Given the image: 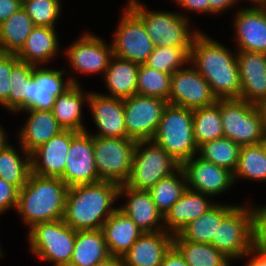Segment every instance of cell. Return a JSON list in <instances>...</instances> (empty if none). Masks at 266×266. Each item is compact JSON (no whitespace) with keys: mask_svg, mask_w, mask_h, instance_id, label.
<instances>
[{"mask_svg":"<svg viewBox=\"0 0 266 266\" xmlns=\"http://www.w3.org/2000/svg\"><path fill=\"white\" fill-rule=\"evenodd\" d=\"M189 62L208 82L217 99L240 98L236 50L202 31L193 41Z\"/></svg>","mask_w":266,"mask_h":266,"instance_id":"6da1fadb","label":"cell"},{"mask_svg":"<svg viewBox=\"0 0 266 266\" xmlns=\"http://www.w3.org/2000/svg\"><path fill=\"white\" fill-rule=\"evenodd\" d=\"M119 187L117 183L102 180L69 187L64 222L75 231L101 229L104 222L118 209L115 206L116 201L119 202Z\"/></svg>","mask_w":266,"mask_h":266,"instance_id":"7a4b0ae2","label":"cell"},{"mask_svg":"<svg viewBox=\"0 0 266 266\" xmlns=\"http://www.w3.org/2000/svg\"><path fill=\"white\" fill-rule=\"evenodd\" d=\"M68 187L61 178L30 173L19 190L16 214L27 230L35 224L63 219Z\"/></svg>","mask_w":266,"mask_h":266,"instance_id":"3957f363","label":"cell"},{"mask_svg":"<svg viewBox=\"0 0 266 266\" xmlns=\"http://www.w3.org/2000/svg\"><path fill=\"white\" fill-rule=\"evenodd\" d=\"M125 4L143 21L155 47L180 46L190 52L195 37L202 31L197 26L192 28V19L177 10H152L140 0H127Z\"/></svg>","mask_w":266,"mask_h":266,"instance_id":"277c9868","label":"cell"},{"mask_svg":"<svg viewBox=\"0 0 266 266\" xmlns=\"http://www.w3.org/2000/svg\"><path fill=\"white\" fill-rule=\"evenodd\" d=\"M153 141L180 165L198 154L193 133V110L168 104Z\"/></svg>","mask_w":266,"mask_h":266,"instance_id":"5b68a950","label":"cell"},{"mask_svg":"<svg viewBox=\"0 0 266 266\" xmlns=\"http://www.w3.org/2000/svg\"><path fill=\"white\" fill-rule=\"evenodd\" d=\"M26 234L29 253L53 266H68L72 257L76 231L63 219L35 224Z\"/></svg>","mask_w":266,"mask_h":266,"instance_id":"8992f818","label":"cell"},{"mask_svg":"<svg viewBox=\"0 0 266 266\" xmlns=\"http://www.w3.org/2000/svg\"><path fill=\"white\" fill-rule=\"evenodd\" d=\"M108 43L100 35L84 31L63 50L62 53L69 65L67 67L70 68L66 73L72 84H80V80L75 75L73 76V73H80L83 76L94 74L98 76L99 74L103 77L113 56L111 42Z\"/></svg>","mask_w":266,"mask_h":266,"instance_id":"52a82bcc","label":"cell"},{"mask_svg":"<svg viewBox=\"0 0 266 266\" xmlns=\"http://www.w3.org/2000/svg\"><path fill=\"white\" fill-rule=\"evenodd\" d=\"M181 165L153 140L137 141L129 179L125 183L136 190H149L160 179L170 176Z\"/></svg>","mask_w":266,"mask_h":266,"instance_id":"ba28073f","label":"cell"},{"mask_svg":"<svg viewBox=\"0 0 266 266\" xmlns=\"http://www.w3.org/2000/svg\"><path fill=\"white\" fill-rule=\"evenodd\" d=\"M224 137L240 146L261 143L265 137L260 113L255 104L240 98L219 99Z\"/></svg>","mask_w":266,"mask_h":266,"instance_id":"9c48e42d","label":"cell"},{"mask_svg":"<svg viewBox=\"0 0 266 266\" xmlns=\"http://www.w3.org/2000/svg\"><path fill=\"white\" fill-rule=\"evenodd\" d=\"M136 143L127 137L93 136L94 161L99 179L125 184L131 173Z\"/></svg>","mask_w":266,"mask_h":266,"instance_id":"30bf717a","label":"cell"},{"mask_svg":"<svg viewBox=\"0 0 266 266\" xmlns=\"http://www.w3.org/2000/svg\"><path fill=\"white\" fill-rule=\"evenodd\" d=\"M248 202H241L221 221L210 243L232 262L242 260L253 249L250 199Z\"/></svg>","mask_w":266,"mask_h":266,"instance_id":"8fae6325","label":"cell"},{"mask_svg":"<svg viewBox=\"0 0 266 266\" xmlns=\"http://www.w3.org/2000/svg\"><path fill=\"white\" fill-rule=\"evenodd\" d=\"M112 34L113 56L144 64L155 46L143 21L125 4Z\"/></svg>","mask_w":266,"mask_h":266,"instance_id":"7c38bea8","label":"cell"},{"mask_svg":"<svg viewBox=\"0 0 266 266\" xmlns=\"http://www.w3.org/2000/svg\"><path fill=\"white\" fill-rule=\"evenodd\" d=\"M168 104L165 99L138 94L124 99L127 138L153 140Z\"/></svg>","mask_w":266,"mask_h":266,"instance_id":"4fadbf2b","label":"cell"},{"mask_svg":"<svg viewBox=\"0 0 266 266\" xmlns=\"http://www.w3.org/2000/svg\"><path fill=\"white\" fill-rule=\"evenodd\" d=\"M216 101L210 85L190 62L172 74L168 98L170 105L193 110L210 106Z\"/></svg>","mask_w":266,"mask_h":266,"instance_id":"5bb4252c","label":"cell"},{"mask_svg":"<svg viewBox=\"0 0 266 266\" xmlns=\"http://www.w3.org/2000/svg\"><path fill=\"white\" fill-rule=\"evenodd\" d=\"M187 188L211 196L213 199L232 190L235 184L233 172L212 162L193 156L181 165Z\"/></svg>","mask_w":266,"mask_h":266,"instance_id":"9a60e30c","label":"cell"},{"mask_svg":"<svg viewBox=\"0 0 266 266\" xmlns=\"http://www.w3.org/2000/svg\"><path fill=\"white\" fill-rule=\"evenodd\" d=\"M94 160L93 136L87 131L78 132L71 139L66 167L60 178L68 188L101 181Z\"/></svg>","mask_w":266,"mask_h":266,"instance_id":"2e32d148","label":"cell"},{"mask_svg":"<svg viewBox=\"0 0 266 266\" xmlns=\"http://www.w3.org/2000/svg\"><path fill=\"white\" fill-rule=\"evenodd\" d=\"M234 12V49L266 54V10L262 6L241 5Z\"/></svg>","mask_w":266,"mask_h":266,"instance_id":"e0dca14e","label":"cell"},{"mask_svg":"<svg viewBox=\"0 0 266 266\" xmlns=\"http://www.w3.org/2000/svg\"><path fill=\"white\" fill-rule=\"evenodd\" d=\"M88 111L91 113L94 128L97 132L92 136L99 137H127L126 123L124 118V99L105 96L99 91H91L88 98Z\"/></svg>","mask_w":266,"mask_h":266,"instance_id":"ac0fdd59","label":"cell"},{"mask_svg":"<svg viewBox=\"0 0 266 266\" xmlns=\"http://www.w3.org/2000/svg\"><path fill=\"white\" fill-rule=\"evenodd\" d=\"M49 67L34 66L30 78V102L22 110H52L56 97L72 85L66 69Z\"/></svg>","mask_w":266,"mask_h":266,"instance_id":"d6986e66","label":"cell"},{"mask_svg":"<svg viewBox=\"0 0 266 266\" xmlns=\"http://www.w3.org/2000/svg\"><path fill=\"white\" fill-rule=\"evenodd\" d=\"M122 197L126 200L118 209L144 233L165 230L163 215L157 210L148 190H136L123 184L119 187L118 199Z\"/></svg>","mask_w":266,"mask_h":266,"instance_id":"ffe728a7","label":"cell"},{"mask_svg":"<svg viewBox=\"0 0 266 266\" xmlns=\"http://www.w3.org/2000/svg\"><path fill=\"white\" fill-rule=\"evenodd\" d=\"M78 132L62 130L39 146L31 155V172L43 177L60 178L66 167L71 139Z\"/></svg>","mask_w":266,"mask_h":266,"instance_id":"44dd1931","label":"cell"},{"mask_svg":"<svg viewBox=\"0 0 266 266\" xmlns=\"http://www.w3.org/2000/svg\"><path fill=\"white\" fill-rule=\"evenodd\" d=\"M241 83L240 99L257 104L266 100V54L236 50Z\"/></svg>","mask_w":266,"mask_h":266,"instance_id":"7402d4cb","label":"cell"},{"mask_svg":"<svg viewBox=\"0 0 266 266\" xmlns=\"http://www.w3.org/2000/svg\"><path fill=\"white\" fill-rule=\"evenodd\" d=\"M217 202L211 196L187 188L163 216L165 231L176 235L187 224L206 213Z\"/></svg>","mask_w":266,"mask_h":266,"instance_id":"603a6c76","label":"cell"},{"mask_svg":"<svg viewBox=\"0 0 266 266\" xmlns=\"http://www.w3.org/2000/svg\"><path fill=\"white\" fill-rule=\"evenodd\" d=\"M91 90L86 92L82 84H72L55 99L52 113L63 130L83 132L87 130L84 122V107L88 105ZM84 106V107H83Z\"/></svg>","mask_w":266,"mask_h":266,"instance_id":"cb8c5ba5","label":"cell"},{"mask_svg":"<svg viewBox=\"0 0 266 266\" xmlns=\"http://www.w3.org/2000/svg\"><path fill=\"white\" fill-rule=\"evenodd\" d=\"M173 237L165 230L143 233L122 257L123 266H160Z\"/></svg>","mask_w":266,"mask_h":266,"instance_id":"d4e9b609","label":"cell"},{"mask_svg":"<svg viewBox=\"0 0 266 266\" xmlns=\"http://www.w3.org/2000/svg\"><path fill=\"white\" fill-rule=\"evenodd\" d=\"M27 118L17 131V141L31 154L63 129L59 126L51 110H21Z\"/></svg>","mask_w":266,"mask_h":266,"instance_id":"484cf974","label":"cell"},{"mask_svg":"<svg viewBox=\"0 0 266 266\" xmlns=\"http://www.w3.org/2000/svg\"><path fill=\"white\" fill-rule=\"evenodd\" d=\"M60 45L56 27L35 26L25 45L16 55L20 61L28 64L48 66L62 52L63 48Z\"/></svg>","mask_w":266,"mask_h":266,"instance_id":"4316f807","label":"cell"},{"mask_svg":"<svg viewBox=\"0 0 266 266\" xmlns=\"http://www.w3.org/2000/svg\"><path fill=\"white\" fill-rule=\"evenodd\" d=\"M101 230L110 255L121 258L144 233L130 217L119 209L110 215Z\"/></svg>","mask_w":266,"mask_h":266,"instance_id":"83f0119b","label":"cell"},{"mask_svg":"<svg viewBox=\"0 0 266 266\" xmlns=\"http://www.w3.org/2000/svg\"><path fill=\"white\" fill-rule=\"evenodd\" d=\"M140 64L112 56L103 77L105 96L126 99L136 94Z\"/></svg>","mask_w":266,"mask_h":266,"instance_id":"f1b7e54d","label":"cell"},{"mask_svg":"<svg viewBox=\"0 0 266 266\" xmlns=\"http://www.w3.org/2000/svg\"><path fill=\"white\" fill-rule=\"evenodd\" d=\"M238 204L239 203L225 204L218 201L206 213L187 224L174 235L173 241H190L210 244L213 237H216V231L221 224V221Z\"/></svg>","mask_w":266,"mask_h":266,"instance_id":"f546056e","label":"cell"},{"mask_svg":"<svg viewBox=\"0 0 266 266\" xmlns=\"http://www.w3.org/2000/svg\"><path fill=\"white\" fill-rule=\"evenodd\" d=\"M109 256L101 229L79 230L76 231L74 249L68 266H94Z\"/></svg>","mask_w":266,"mask_h":266,"instance_id":"4dcf8cb0","label":"cell"},{"mask_svg":"<svg viewBox=\"0 0 266 266\" xmlns=\"http://www.w3.org/2000/svg\"><path fill=\"white\" fill-rule=\"evenodd\" d=\"M18 145L9 143L0 151V178L20 190L31 173V155Z\"/></svg>","mask_w":266,"mask_h":266,"instance_id":"1f68e13d","label":"cell"},{"mask_svg":"<svg viewBox=\"0 0 266 266\" xmlns=\"http://www.w3.org/2000/svg\"><path fill=\"white\" fill-rule=\"evenodd\" d=\"M34 27L33 21L23 8L1 23L0 43L4 52L17 54Z\"/></svg>","mask_w":266,"mask_h":266,"instance_id":"d6a6232c","label":"cell"},{"mask_svg":"<svg viewBox=\"0 0 266 266\" xmlns=\"http://www.w3.org/2000/svg\"><path fill=\"white\" fill-rule=\"evenodd\" d=\"M233 177L235 184L239 182V178L266 182V152L262 143L241 146Z\"/></svg>","mask_w":266,"mask_h":266,"instance_id":"836d02e7","label":"cell"},{"mask_svg":"<svg viewBox=\"0 0 266 266\" xmlns=\"http://www.w3.org/2000/svg\"><path fill=\"white\" fill-rule=\"evenodd\" d=\"M193 133L198 147L224 137L219 99L210 106L193 109Z\"/></svg>","mask_w":266,"mask_h":266,"instance_id":"e575fe53","label":"cell"},{"mask_svg":"<svg viewBox=\"0 0 266 266\" xmlns=\"http://www.w3.org/2000/svg\"><path fill=\"white\" fill-rule=\"evenodd\" d=\"M189 266H232V261L208 243L173 241Z\"/></svg>","mask_w":266,"mask_h":266,"instance_id":"d590c367","label":"cell"},{"mask_svg":"<svg viewBox=\"0 0 266 266\" xmlns=\"http://www.w3.org/2000/svg\"><path fill=\"white\" fill-rule=\"evenodd\" d=\"M187 189L186 176L180 167L168 177L160 179L148 191L157 210L164 216Z\"/></svg>","mask_w":266,"mask_h":266,"instance_id":"8d00e7d4","label":"cell"},{"mask_svg":"<svg viewBox=\"0 0 266 266\" xmlns=\"http://www.w3.org/2000/svg\"><path fill=\"white\" fill-rule=\"evenodd\" d=\"M241 146L230 138H220L205 142L198 147V156L203 160L234 172L239 158Z\"/></svg>","mask_w":266,"mask_h":266,"instance_id":"74e56055","label":"cell"},{"mask_svg":"<svg viewBox=\"0 0 266 266\" xmlns=\"http://www.w3.org/2000/svg\"><path fill=\"white\" fill-rule=\"evenodd\" d=\"M34 65L18 61L10 75L9 113L17 114L30 102V78Z\"/></svg>","mask_w":266,"mask_h":266,"instance_id":"f35d334b","label":"cell"},{"mask_svg":"<svg viewBox=\"0 0 266 266\" xmlns=\"http://www.w3.org/2000/svg\"><path fill=\"white\" fill-rule=\"evenodd\" d=\"M172 74L157 71L140 64L136 94L157 97L168 101Z\"/></svg>","mask_w":266,"mask_h":266,"instance_id":"ab89813d","label":"cell"},{"mask_svg":"<svg viewBox=\"0 0 266 266\" xmlns=\"http://www.w3.org/2000/svg\"><path fill=\"white\" fill-rule=\"evenodd\" d=\"M190 52L180 46L155 47L147 61L149 68L167 74H173L189 63Z\"/></svg>","mask_w":266,"mask_h":266,"instance_id":"60d3db41","label":"cell"},{"mask_svg":"<svg viewBox=\"0 0 266 266\" xmlns=\"http://www.w3.org/2000/svg\"><path fill=\"white\" fill-rule=\"evenodd\" d=\"M62 0H25L22 8L35 26L56 27L62 17Z\"/></svg>","mask_w":266,"mask_h":266,"instance_id":"b9f144b4","label":"cell"},{"mask_svg":"<svg viewBox=\"0 0 266 266\" xmlns=\"http://www.w3.org/2000/svg\"><path fill=\"white\" fill-rule=\"evenodd\" d=\"M251 203L253 249L266 255V205L257 206L256 203Z\"/></svg>","mask_w":266,"mask_h":266,"instance_id":"7bdbcfd3","label":"cell"},{"mask_svg":"<svg viewBox=\"0 0 266 266\" xmlns=\"http://www.w3.org/2000/svg\"><path fill=\"white\" fill-rule=\"evenodd\" d=\"M19 61L16 54L5 53L0 58V105L9 112L10 75L13 66Z\"/></svg>","mask_w":266,"mask_h":266,"instance_id":"ee69618b","label":"cell"},{"mask_svg":"<svg viewBox=\"0 0 266 266\" xmlns=\"http://www.w3.org/2000/svg\"><path fill=\"white\" fill-rule=\"evenodd\" d=\"M19 190L0 178V216L9 210H16Z\"/></svg>","mask_w":266,"mask_h":266,"instance_id":"f6af8a7d","label":"cell"},{"mask_svg":"<svg viewBox=\"0 0 266 266\" xmlns=\"http://www.w3.org/2000/svg\"><path fill=\"white\" fill-rule=\"evenodd\" d=\"M173 3H176L178 8L183 10H179V13L188 18L191 19L190 16H187L184 12L191 11V13H196V14H205L210 16V7H209V0H170Z\"/></svg>","mask_w":266,"mask_h":266,"instance_id":"bcb514c9","label":"cell"},{"mask_svg":"<svg viewBox=\"0 0 266 266\" xmlns=\"http://www.w3.org/2000/svg\"><path fill=\"white\" fill-rule=\"evenodd\" d=\"M239 4L238 0H209V7H210V15L211 17L220 16L223 12L225 13L231 8H237Z\"/></svg>","mask_w":266,"mask_h":266,"instance_id":"7dc6e473","label":"cell"},{"mask_svg":"<svg viewBox=\"0 0 266 266\" xmlns=\"http://www.w3.org/2000/svg\"><path fill=\"white\" fill-rule=\"evenodd\" d=\"M22 8L18 0H0V24Z\"/></svg>","mask_w":266,"mask_h":266,"instance_id":"c3c4849f","label":"cell"},{"mask_svg":"<svg viewBox=\"0 0 266 266\" xmlns=\"http://www.w3.org/2000/svg\"><path fill=\"white\" fill-rule=\"evenodd\" d=\"M160 266H189L178 249L172 245L165 253Z\"/></svg>","mask_w":266,"mask_h":266,"instance_id":"681fc988","label":"cell"},{"mask_svg":"<svg viewBox=\"0 0 266 266\" xmlns=\"http://www.w3.org/2000/svg\"><path fill=\"white\" fill-rule=\"evenodd\" d=\"M248 259L244 266H266V255L254 249L250 250L244 259Z\"/></svg>","mask_w":266,"mask_h":266,"instance_id":"f907efd6","label":"cell"},{"mask_svg":"<svg viewBox=\"0 0 266 266\" xmlns=\"http://www.w3.org/2000/svg\"><path fill=\"white\" fill-rule=\"evenodd\" d=\"M94 266H123V260L118 256H109L107 259L95 264Z\"/></svg>","mask_w":266,"mask_h":266,"instance_id":"816d5d0a","label":"cell"},{"mask_svg":"<svg viewBox=\"0 0 266 266\" xmlns=\"http://www.w3.org/2000/svg\"><path fill=\"white\" fill-rule=\"evenodd\" d=\"M256 107L260 113L261 120H262V127L266 134V100L257 103Z\"/></svg>","mask_w":266,"mask_h":266,"instance_id":"f5cc1de1","label":"cell"},{"mask_svg":"<svg viewBox=\"0 0 266 266\" xmlns=\"http://www.w3.org/2000/svg\"><path fill=\"white\" fill-rule=\"evenodd\" d=\"M9 143L7 131L5 128L0 124V151L4 149Z\"/></svg>","mask_w":266,"mask_h":266,"instance_id":"db71d44e","label":"cell"},{"mask_svg":"<svg viewBox=\"0 0 266 266\" xmlns=\"http://www.w3.org/2000/svg\"><path fill=\"white\" fill-rule=\"evenodd\" d=\"M239 2H249L248 6H263L266 3V0H238Z\"/></svg>","mask_w":266,"mask_h":266,"instance_id":"11a10c76","label":"cell"},{"mask_svg":"<svg viewBox=\"0 0 266 266\" xmlns=\"http://www.w3.org/2000/svg\"><path fill=\"white\" fill-rule=\"evenodd\" d=\"M2 249V243L0 242V259L3 258L5 255V251Z\"/></svg>","mask_w":266,"mask_h":266,"instance_id":"9f6ffc18","label":"cell"},{"mask_svg":"<svg viewBox=\"0 0 266 266\" xmlns=\"http://www.w3.org/2000/svg\"><path fill=\"white\" fill-rule=\"evenodd\" d=\"M261 143H262V145H263V147H264V149H265V152H266V135H265V137L263 138V140L261 141Z\"/></svg>","mask_w":266,"mask_h":266,"instance_id":"6f0895ef","label":"cell"},{"mask_svg":"<svg viewBox=\"0 0 266 266\" xmlns=\"http://www.w3.org/2000/svg\"><path fill=\"white\" fill-rule=\"evenodd\" d=\"M5 54L4 50H3V47L1 46V43H0V58Z\"/></svg>","mask_w":266,"mask_h":266,"instance_id":"680465c9","label":"cell"},{"mask_svg":"<svg viewBox=\"0 0 266 266\" xmlns=\"http://www.w3.org/2000/svg\"><path fill=\"white\" fill-rule=\"evenodd\" d=\"M262 7L266 10V3Z\"/></svg>","mask_w":266,"mask_h":266,"instance_id":"91938a15","label":"cell"}]
</instances>
